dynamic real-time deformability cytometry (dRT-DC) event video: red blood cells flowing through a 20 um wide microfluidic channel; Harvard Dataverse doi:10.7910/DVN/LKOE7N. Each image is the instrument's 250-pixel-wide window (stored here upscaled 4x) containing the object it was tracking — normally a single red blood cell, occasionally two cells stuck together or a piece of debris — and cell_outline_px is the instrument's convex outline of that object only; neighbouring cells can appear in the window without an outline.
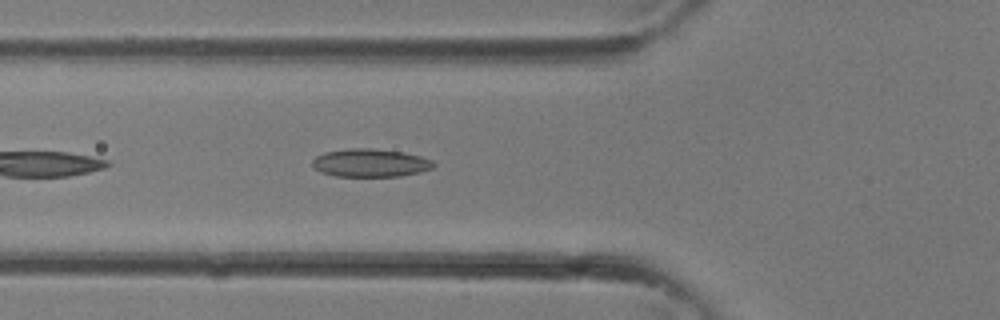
{"species": "common noctule bat (a hibernating species)", "species_latin": "Nyctalus noctula", "temperature_condition": "room temperature", "stored_images_in_passage": 29, "camera_frame_rate_fps": 3000, "um_per_image_px": 0.085, "animal": {"sex": "female"}, "frame": {"image": 1, "passage_image": 9, "time_ms": 2.667, "image_size_px": [1000, 320], "cell_outline_px": [[436, 164], [432, 168], [420, 172], [400, 176], [336, 176], [320, 172], [312, 164], [312, 160], [316, 156], [324, 152], [348, 148], [372, 148], [404, 152], [420, 156], [432, 160]], "centroid_in_image_um": [31.48, 13.84], "position_along_channel_um": 94.3, "area_um2": 19.88}}
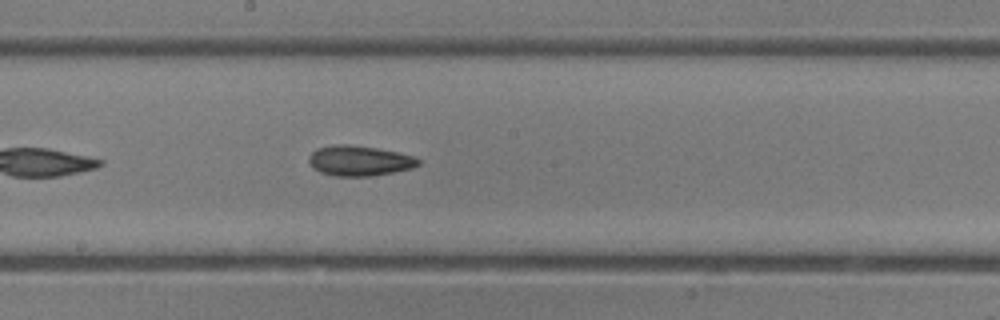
{"frame": {"image": 2, "passage_image": 15, "time_ms": 4.667, "image_size_px": [1000, 320], "cell_outline_px": [[420, 164], [412, 168], [372, 176], [336, 176], [320, 172], [312, 168], [308, 160], [308, 156], [316, 148], [336, 144], [348, 144], [376, 148], [400, 152], [416, 156], [420, 160]], "centroid_in_image_um": [30.55, 13.65], "position_along_channel_um": 217.7, "area_um2": 19.48}}
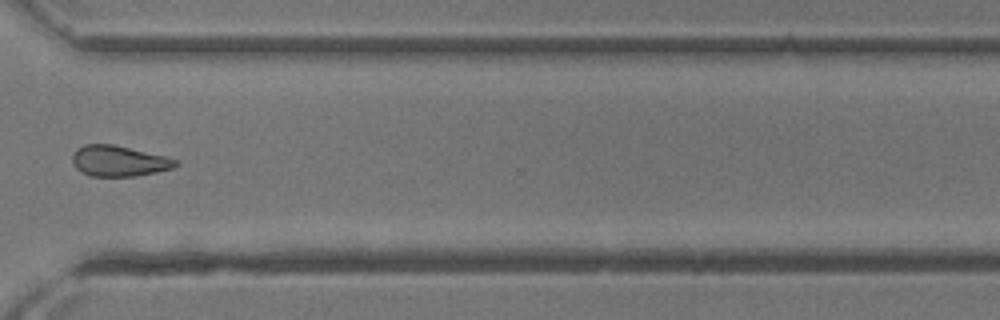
{"frame": {"image": 3, "passage_image": 22, "time_ms": 7.0, "image_size_px": [1000, 320], "cell_outline_px": [[180, 164], [176, 168], [136, 176], [92, 176], [80, 172], [76, 168], [72, 160], [72, 152], [76, 148], [84, 144], [112, 144], [164, 156], [176, 160]], "centroid_in_image_um": [10.08, 13.69], "position_along_channel_um": 360.5, "area_um2": 18.55}}